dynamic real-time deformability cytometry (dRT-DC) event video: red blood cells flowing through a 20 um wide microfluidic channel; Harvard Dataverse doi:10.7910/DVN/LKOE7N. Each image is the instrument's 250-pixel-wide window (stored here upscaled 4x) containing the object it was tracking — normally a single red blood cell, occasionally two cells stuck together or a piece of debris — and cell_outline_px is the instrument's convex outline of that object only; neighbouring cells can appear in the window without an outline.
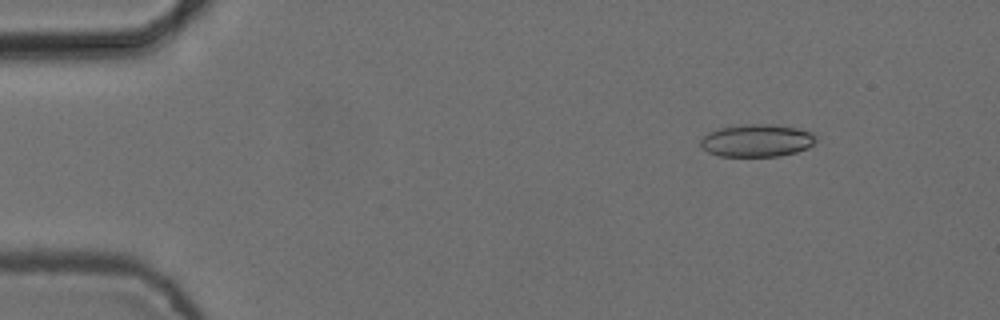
{"species": "common noctule bat (a hibernating species)", "species_latin": "Nyctalus noctula", "temperature_condition": "cold", "stored_images_in_passage": 5, "camera_frame_rate_fps": 3000, "um_per_image_px": 0.085, "animal": {"sex": "female", "body_mass_g": 24.6, "forearm_length_mm": 56.2}, "frame": {"image": 1, "passage_image": 2, "time_ms": 0.333, "image_size_px": [1000, 320], "cell_outline_px": [[816, 140], [808, 148], [796, 152], [780, 156], [720, 156], [708, 152], [700, 144], [700, 140], [708, 132], [720, 128], [744, 124], [772, 124], [796, 128], [812, 132], [816, 136]], "centroid_in_image_um": [64.34, 11.94], "position_along_channel_um": 20.7, "area_um2": 21.85}}